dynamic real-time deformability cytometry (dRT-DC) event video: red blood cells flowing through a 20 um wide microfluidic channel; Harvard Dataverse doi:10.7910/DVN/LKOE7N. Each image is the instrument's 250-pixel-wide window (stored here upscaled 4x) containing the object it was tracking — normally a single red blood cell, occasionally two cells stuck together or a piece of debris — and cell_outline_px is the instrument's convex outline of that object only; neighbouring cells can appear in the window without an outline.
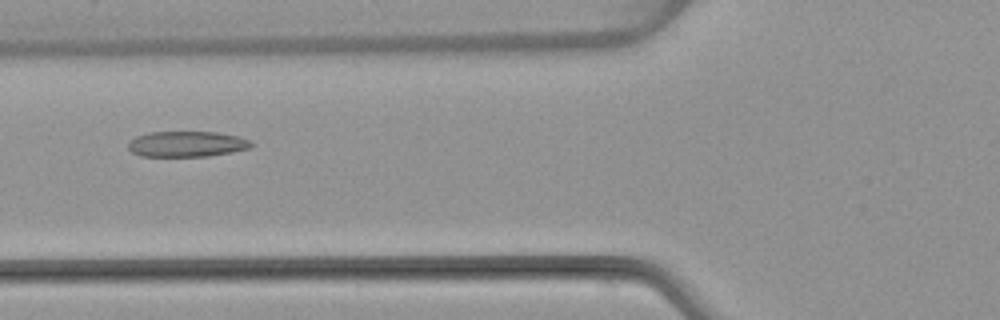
{"species": "common noctule bat (a hibernating species)", "species_latin": "Nyctalus noctula", "temperature_condition": "warm", "stored_images_in_passage": 6, "camera_frame_rate_fps": 3000, "um_per_image_px": 0.085, "animal": {"sex": "female", "body_mass_g": 22.7, "forearm_length_mm": 54.2}, "frame": {"image": 1, "passage_image": 6, "time_ms": 6.0, "image_size_px": [1000, 320], "cell_outline_px": [[256, 144], [248, 148], [232, 152], [208, 156], [140, 156], [132, 152], [128, 148], [128, 144], [136, 136], [148, 132], [216, 132], [236, 136], [248, 140]], "centroid_in_image_um": [15.87, 12.24], "position_along_channel_um": 109.9, "area_um2": 18.26}}